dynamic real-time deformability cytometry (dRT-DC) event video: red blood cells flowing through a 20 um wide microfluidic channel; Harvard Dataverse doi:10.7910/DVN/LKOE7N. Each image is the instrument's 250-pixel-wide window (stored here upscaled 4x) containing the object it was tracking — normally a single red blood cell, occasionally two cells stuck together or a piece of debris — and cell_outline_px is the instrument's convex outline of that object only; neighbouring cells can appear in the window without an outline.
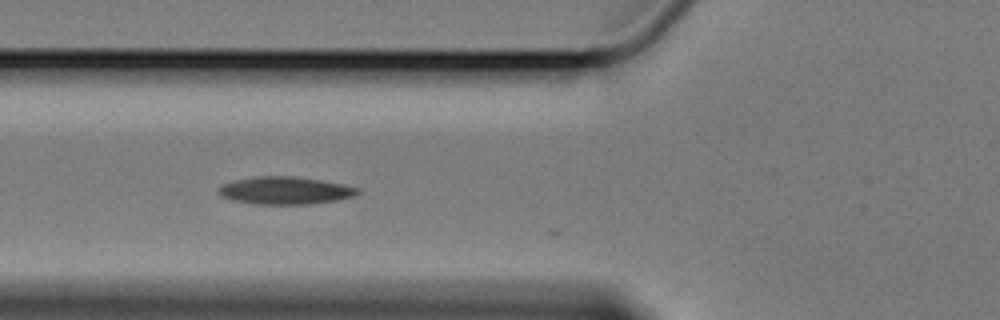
{"species": "Egyptian fruit bat (a non-hibernating species)", "species_latin": "Rousettus aegyptiacus", "temperature_condition": "cold", "stored_images_in_passage": 32, "camera_frame_rate_fps": 3000, "um_per_image_px": 0.085, "animal": {"sex": "female"}, "frame": {"image": 1, "passage_image": 4, "time_ms": 1.0, "image_size_px": [1000, 320], "cell_outline_px": [[360, 192], [356, 196], [336, 200], [308, 204], [252, 204], [232, 200], [220, 196], [216, 192], [216, 188], [224, 184], [236, 180], [260, 176], [292, 176], [320, 180], [360, 188]], "centroid_in_image_um": [24.21, 16.2], "position_along_channel_um": 101.6, "area_um2": 22.31}}
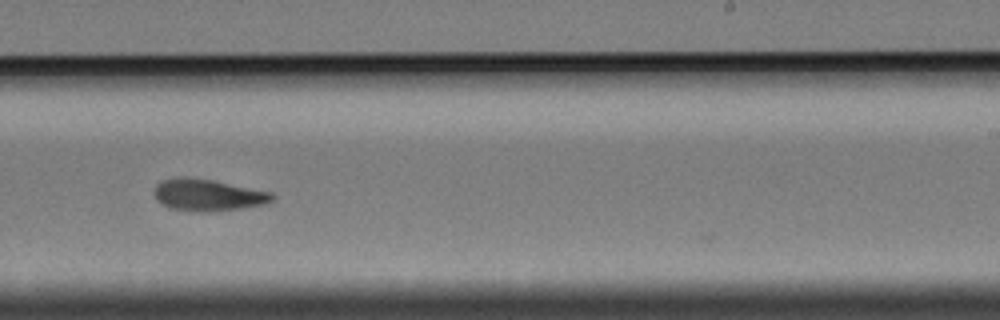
{"frame": {"image": 2, "passage_image": 19, "time_ms": 6.0, "image_size_px": [1000, 320], "cell_outline_px": [[276, 196], [272, 200], [264, 204], [244, 208], [212, 212], [200, 212], [168, 208], [160, 204], [156, 200], [152, 192], [156, 184], [160, 180], [176, 176], [180, 176], [212, 180], [272, 192]], "centroid_in_image_um": [17.61, 16.58], "position_along_channel_um": 271.4, "area_um2": 22.31}}
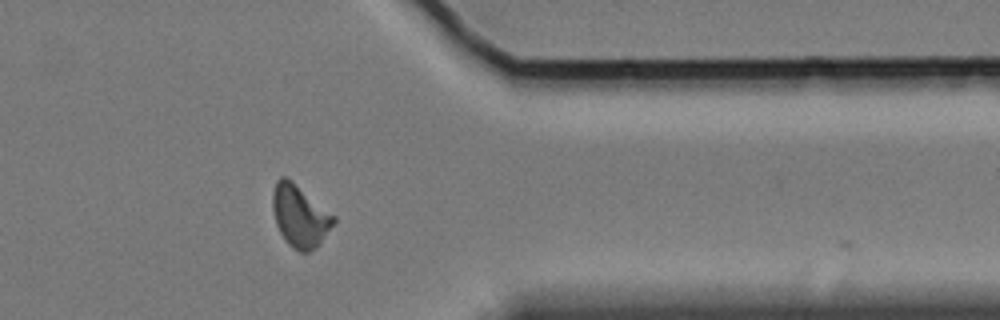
{"frame": {"image": 3, "passage_image": 30, "time_ms": 9.667, "image_size_px": [1000, 320], "cell_outline_px": [[336, 220], [320, 244], [316, 248], [308, 252], [300, 252], [292, 248], [288, 244], [280, 232], [276, 224], [272, 208], [272, 192], [276, 180], [280, 176], [284, 176], [292, 180], [336, 216]], "centroid_in_image_um": [25.48, 18.35], "position_along_channel_um": 385.9, "area_um2": 22.25}}